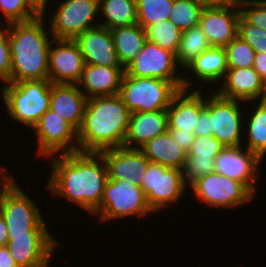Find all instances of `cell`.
Returning a JSON list of instances; mask_svg holds the SVG:
<instances>
[{"mask_svg": "<svg viewBox=\"0 0 266 267\" xmlns=\"http://www.w3.org/2000/svg\"><path fill=\"white\" fill-rule=\"evenodd\" d=\"M52 158L47 185L50 192L93 214L100 206L108 180V168L102 154L78 151Z\"/></svg>", "mask_w": 266, "mask_h": 267, "instance_id": "cell-1", "label": "cell"}, {"mask_svg": "<svg viewBox=\"0 0 266 267\" xmlns=\"http://www.w3.org/2000/svg\"><path fill=\"white\" fill-rule=\"evenodd\" d=\"M129 117L119 94L89 98L78 130L79 151L100 153L123 147Z\"/></svg>", "mask_w": 266, "mask_h": 267, "instance_id": "cell-2", "label": "cell"}, {"mask_svg": "<svg viewBox=\"0 0 266 267\" xmlns=\"http://www.w3.org/2000/svg\"><path fill=\"white\" fill-rule=\"evenodd\" d=\"M43 14L8 24L11 51L10 82L48 79V56L52 40L43 27Z\"/></svg>", "mask_w": 266, "mask_h": 267, "instance_id": "cell-3", "label": "cell"}, {"mask_svg": "<svg viewBox=\"0 0 266 267\" xmlns=\"http://www.w3.org/2000/svg\"><path fill=\"white\" fill-rule=\"evenodd\" d=\"M51 84L49 79L6 83L2 96L9 116L33 128L49 109Z\"/></svg>", "mask_w": 266, "mask_h": 267, "instance_id": "cell-4", "label": "cell"}, {"mask_svg": "<svg viewBox=\"0 0 266 267\" xmlns=\"http://www.w3.org/2000/svg\"><path fill=\"white\" fill-rule=\"evenodd\" d=\"M180 90L160 78L134 77L124 73L119 95L130 113L167 110Z\"/></svg>", "mask_w": 266, "mask_h": 267, "instance_id": "cell-5", "label": "cell"}, {"mask_svg": "<svg viewBox=\"0 0 266 267\" xmlns=\"http://www.w3.org/2000/svg\"><path fill=\"white\" fill-rule=\"evenodd\" d=\"M151 214L146 196L140 185L125 180H107L100 206L93 215L100 221L127 218L134 215Z\"/></svg>", "mask_w": 266, "mask_h": 267, "instance_id": "cell-6", "label": "cell"}, {"mask_svg": "<svg viewBox=\"0 0 266 267\" xmlns=\"http://www.w3.org/2000/svg\"><path fill=\"white\" fill-rule=\"evenodd\" d=\"M177 66L175 53L146 40L124 71L134 77L160 78L172 82L179 90H189L191 81L176 74Z\"/></svg>", "mask_w": 266, "mask_h": 267, "instance_id": "cell-7", "label": "cell"}, {"mask_svg": "<svg viewBox=\"0 0 266 267\" xmlns=\"http://www.w3.org/2000/svg\"><path fill=\"white\" fill-rule=\"evenodd\" d=\"M140 186L149 207L153 212H157L180 200L188 185L184 181L181 169L150 162Z\"/></svg>", "mask_w": 266, "mask_h": 267, "instance_id": "cell-8", "label": "cell"}, {"mask_svg": "<svg viewBox=\"0 0 266 267\" xmlns=\"http://www.w3.org/2000/svg\"><path fill=\"white\" fill-rule=\"evenodd\" d=\"M99 12V0H65L51 17L50 35L56 39H75L88 29L98 26L94 17Z\"/></svg>", "mask_w": 266, "mask_h": 267, "instance_id": "cell-9", "label": "cell"}, {"mask_svg": "<svg viewBox=\"0 0 266 267\" xmlns=\"http://www.w3.org/2000/svg\"><path fill=\"white\" fill-rule=\"evenodd\" d=\"M190 186L197 198L211 207H239L254 195L242 182L216 172L197 178Z\"/></svg>", "mask_w": 266, "mask_h": 267, "instance_id": "cell-10", "label": "cell"}, {"mask_svg": "<svg viewBox=\"0 0 266 267\" xmlns=\"http://www.w3.org/2000/svg\"><path fill=\"white\" fill-rule=\"evenodd\" d=\"M0 212L5 219L8 235L49 231L36 203L16 183L2 199Z\"/></svg>", "mask_w": 266, "mask_h": 267, "instance_id": "cell-11", "label": "cell"}, {"mask_svg": "<svg viewBox=\"0 0 266 267\" xmlns=\"http://www.w3.org/2000/svg\"><path fill=\"white\" fill-rule=\"evenodd\" d=\"M32 129L36 130L39 140L38 155L49 158L58 152L66 154L79 151L78 131L51 109L41 116Z\"/></svg>", "mask_w": 266, "mask_h": 267, "instance_id": "cell-12", "label": "cell"}, {"mask_svg": "<svg viewBox=\"0 0 266 267\" xmlns=\"http://www.w3.org/2000/svg\"><path fill=\"white\" fill-rule=\"evenodd\" d=\"M239 100L228 99L217 92L205 99V107L211 114L213 136L225 147L241 146L242 124Z\"/></svg>", "mask_w": 266, "mask_h": 267, "instance_id": "cell-13", "label": "cell"}, {"mask_svg": "<svg viewBox=\"0 0 266 267\" xmlns=\"http://www.w3.org/2000/svg\"><path fill=\"white\" fill-rule=\"evenodd\" d=\"M49 231H27L8 235L7 247L19 267H48L57 246Z\"/></svg>", "mask_w": 266, "mask_h": 267, "instance_id": "cell-14", "label": "cell"}, {"mask_svg": "<svg viewBox=\"0 0 266 267\" xmlns=\"http://www.w3.org/2000/svg\"><path fill=\"white\" fill-rule=\"evenodd\" d=\"M237 7L238 1L204 6L199 26L211 46L226 47L238 35L240 10Z\"/></svg>", "mask_w": 266, "mask_h": 267, "instance_id": "cell-15", "label": "cell"}, {"mask_svg": "<svg viewBox=\"0 0 266 267\" xmlns=\"http://www.w3.org/2000/svg\"><path fill=\"white\" fill-rule=\"evenodd\" d=\"M52 42H56V47L53 48ZM52 42L48 56V79L54 84H77L86 65L77 42L56 38Z\"/></svg>", "mask_w": 266, "mask_h": 267, "instance_id": "cell-16", "label": "cell"}, {"mask_svg": "<svg viewBox=\"0 0 266 267\" xmlns=\"http://www.w3.org/2000/svg\"><path fill=\"white\" fill-rule=\"evenodd\" d=\"M242 146L225 147L215 158L214 172L242 182L253 194L258 181L256 174L259 170L261 158L251 150L241 149ZM257 172V173H256Z\"/></svg>", "mask_w": 266, "mask_h": 267, "instance_id": "cell-17", "label": "cell"}, {"mask_svg": "<svg viewBox=\"0 0 266 267\" xmlns=\"http://www.w3.org/2000/svg\"><path fill=\"white\" fill-rule=\"evenodd\" d=\"M106 161L109 180H127L141 185L150 161L140 149L117 147L100 152Z\"/></svg>", "mask_w": 266, "mask_h": 267, "instance_id": "cell-18", "label": "cell"}, {"mask_svg": "<svg viewBox=\"0 0 266 267\" xmlns=\"http://www.w3.org/2000/svg\"><path fill=\"white\" fill-rule=\"evenodd\" d=\"M74 40L80 48L85 64L123 67L118 60L108 28L98 25L78 35Z\"/></svg>", "mask_w": 266, "mask_h": 267, "instance_id": "cell-19", "label": "cell"}, {"mask_svg": "<svg viewBox=\"0 0 266 267\" xmlns=\"http://www.w3.org/2000/svg\"><path fill=\"white\" fill-rule=\"evenodd\" d=\"M224 148L213 135L195 136L181 169L185 183L190 185L197 178L213 173L215 158Z\"/></svg>", "mask_w": 266, "mask_h": 267, "instance_id": "cell-20", "label": "cell"}, {"mask_svg": "<svg viewBox=\"0 0 266 267\" xmlns=\"http://www.w3.org/2000/svg\"><path fill=\"white\" fill-rule=\"evenodd\" d=\"M217 93L225 98L252 101L265 100L266 87L257 71L251 68H229Z\"/></svg>", "mask_w": 266, "mask_h": 267, "instance_id": "cell-21", "label": "cell"}, {"mask_svg": "<svg viewBox=\"0 0 266 267\" xmlns=\"http://www.w3.org/2000/svg\"><path fill=\"white\" fill-rule=\"evenodd\" d=\"M87 98L77 84H51L49 109L69 122L77 131L80 129Z\"/></svg>", "mask_w": 266, "mask_h": 267, "instance_id": "cell-22", "label": "cell"}, {"mask_svg": "<svg viewBox=\"0 0 266 267\" xmlns=\"http://www.w3.org/2000/svg\"><path fill=\"white\" fill-rule=\"evenodd\" d=\"M167 130V110L130 113L123 147L140 149ZM133 143L136 145L132 146Z\"/></svg>", "mask_w": 266, "mask_h": 267, "instance_id": "cell-23", "label": "cell"}, {"mask_svg": "<svg viewBox=\"0 0 266 267\" xmlns=\"http://www.w3.org/2000/svg\"><path fill=\"white\" fill-rule=\"evenodd\" d=\"M124 73V67L86 64L77 85H83L87 93L85 90L82 92L87 99L119 94Z\"/></svg>", "mask_w": 266, "mask_h": 267, "instance_id": "cell-24", "label": "cell"}, {"mask_svg": "<svg viewBox=\"0 0 266 267\" xmlns=\"http://www.w3.org/2000/svg\"><path fill=\"white\" fill-rule=\"evenodd\" d=\"M188 92L182 89L172 98L167 108L168 129L194 132L200 114V91Z\"/></svg>", "mask_w": 266, "mask_h": 267, "instance_id": "cell-25", "label": "cell"}, {"mask_svg": "<svg viewBox=\"0 0 266 267\" xmlns=\"http://www.w3.org/2000/svg\"><path fill=\"white\" fill-rule=\"evenodd\" d=\"M184 68L192 71L200 81L216 84L225 78L229 69L225 47L211 46Z\"/></svg>", "mask_w": 266, "mask_h": 267, "instance_id": "cell-26", "label": "cell"}, {"mask_svg": "<svg viewBox=\"0 0 266 267\" xmlns=\"http://www.w3.org/2000/svg\"><path fill=\"white\" fill-rule=\"evenodd\" d=\"M140 150L151 163L168 168L182 169L187 158V152L175 142L168 130L150 140Z\"/></svg>", "mask_w": 266, "mask_h": 267, "instance_id": "cell-27", "label": "cell"}, {"mask_svg": "<svg viewBox=\"0 0 266 267\" xmlns=\"http://www.w3.org/2000/svg\"><path fill=\"white\" fill-rule=\"evenodd\" d=\"M117 57L125 68L141 51L146 41L145 29L140 25H129L110 29Z\"/></svg>", "mask_w": 266, "mask_h": 267, "instance_id": "cell-28", "label": "cell"}, {"mask_svg": "<svg viewBox=\"0 0 266 267\" xmlns=\"http://www.w3.org/2000/svg\"><path fill=\"white\" fill-rule=\"evenodd\" d=\"M99 11L105 17L99 25L109 30L138 22L136 0H99Z\"/></svg>", "mask_w": 266, "mask_h": 267, "instance_id": "cell-29", "label": "cell"}, {"mask_svg": "<svg viewBox=\"0 0 266 267\" xmlns=\"http://www.w3.org/2000/svg\"><path fill=\"white\" fill-rule=\"evenodd\" d=\"M210 47L208 38L199 25L183 31L176 53L177 64L184 69L187 64Z\"/></svg>", "mask_w": 266, "mask_h": 267, "instance_id": "cell-30", "label": "cell"}, {"mask_svg": "<svg viewBox=\"0 0 266 267\" xmlns=\"http://www.w3.org/2000/svg\"><path fill=\"white\" fill-rule=\"evenodd\" d=\"M251 114L248 124L247 149L262 160L266 154V100H261Z\"/></svg>", "mask_w": 266, "mask_h": 267, "instance_id": "cell-31", "label": "cell"}, {"mask_svg": "<svg viewBox=\"0 0 266 267\" xmlns=\"http://www.w3.org/2000/svg\"><path fill=\"white\" fill-rule=\"evenodd\" d=\"M145 33L147 41L177 53L182 31L169 19L147 26Z\"/></svg>", "mask_w": 266, "mask_h": 267, "instance_id": "cell-32", "label": "cell"}, {"mask_svg": "<svg viewBox=\"0 0 266 267\" xmlns=\"http://www.w3.org/2000/svg\"><path fill=\"white\" fill-rule=\"evenodd\" d=\"M204 6L199 0H174L169 20L182 32L189 30L199 25Z\"/></svg>", "mask_w": 266, "mask_h": 267, "instance_id": "cell-33", "label": "cell"}, {"mask_svg": "<svg viewBox=\"0 0 266 267\" xmlns=\"http://www.w3.org/2000/svg\"><path fill=\"white\" fill-rule=\"evenodd\" d=\"M174 0H136L138 22L143 29L169 19Z\"/></svg>", "mask_w": 266, "mask_h": 267, "instance_id": "cell-34", "label": "cell"}, {"mask_svg": "<svg viewBox=\"0 0 266 267\" xmlns=\"http://www.w3.org/2000/svg\"><path fill=\"white\" fill-rule=\"evenodd\" d=\"M0 10L8 24L28 21L43 14L33 0H0Z\"/></svg>", "mask_w": 266, "mask_h": 267, "instance_id": "cell-35", "label": "cell"}, {"mask_svg": "<svg viewBox=\"0 0 266 267\" xmlns=\"http://www.w3.org/2000/svg\"><path fill=\"white\" fill-rule=\"evenodd\" d=\"M229 68L253 67L255 51L240 36H236L226 47Z\"/></svg>", "mask_w": 266, "mask_h": 267, "instance_id": "cell-36", "label": "cell"}, {"mask_svg": "<svg viewBox=\"0 0 266 267\" xmlns=\"http://www.w3.org/2000/svg\"><path fill=\"white\" fill-rule=\"evenodd\" d=\"M237 1L240 10V16L248 24L258 28H262L266 31V0H237ZM244 6L245 8L247 7V9H244L243 8ZM241 7L243 9H241Z\"/></svg>", "mask_w": 266, "mask_h": 267, "instance_id": "cell-37", "label": "cell"}, {"mask_svg": "<svg viewBox=\"0 0 266 267\" xmlns=\"http://www.w3.org/2000/svg\"><path fill=\"white\" fill-rule=\"evenodd\" d=\"M238 36L249 44L255 53L266 54V31L248 24L241 16L238 23Z\"/></svg>", "mask_w": 266, "mask_h": 267, "instance_id": "cell-38", "label": "cell"}, {"mask_svg": "<svg viewBox=\"0 0 266 267\" xmlns=\"http://www.w3.org/2000/svg\"><path fill=\"white\" fill-rule=\"evenodd\" d=\"M11 74V51L9 44V28H0V79L10 83Z\"/></svg>", "mask_w": 266, "mask_h": 267, "instance_id": "cell-39", "label": "cell"}, {"mask_svg": "<svg viewBox=\"0 0 266 267\" xmlns=\"http://www.w3.org/2000/svg\"><path fill=\"white\" fill-rule=\"evenodd\" d=\"M200 92V114L197 124L194 129L195 136L213 135V130H211V114L209 110L205 107V98Z\"/></svg>", "mask_w": 266, "mask_h": 267, "instance_id": "cell-40", "label": "cell"}, {"mask_svg": "<svg viewBox=\"0 0 266 267\" xmlns=\"http://www.w3.org/2000/svg\"><path fill=\"white\" fill-rule=\"evenodd\" d=\"M175 142L186 152L189 151L194 140V132H184L182 130L168 129Z\"/></svg>", "mask_w": 266, "mask_h": 267, "instance_id": "cell-41", "label": "cell"}, {"mask_svg": "<svg viewBox=\"0 0 266 267\" xmlns=\"http://www.w3.org/2000/svg\"><path fill=\"white\" fill-rule=\"evenodd\" d=\"M253 68L260 75L261 80L266 87V54L255 53Z\"/></svg>", "mask_w": 266, "mask_h": 267, "instance_id": "cell-42", "label": "cell"}, {"mask_svg": "<svg viewBox=\"0 0 266 267\" xmlns=\"http://www.w3.org/2000/svg\"><path fill=\"white\" fill-rule=\"evenodd\" d=\"M0 267H19L7 246L0 247Z\"/></svg>", "mask_w": 266, "mask_h": 267, "instance_id": "cell-43", "label": "cell"}, {"mask_svg": "<svg viewBox=\"0 0 266 267\" xmlns=\"http://www.w3.org/2000/svg\"><path fill=\"white\" fill-rule=\"evenodd\" d=\"M0 177H2L4 180L0 183L2 184V187L0 186V203L2 199L4 198L5 194L12 188V186L16 183L13 179V177H10L6 174H0Z\"/></svg>", "mask_w": 266, "mask_h": 267, "instance_id": "cell-44", "label": "cell"}, {"mask_svg": "<svg viewBox=\"0 0 266 267\" xmlns=\"http://www.w3.org/2000/svg\"><path fill=\"white\" fill-rule=\"evenodd\" d=\"M8 241L6 222L0 212V247L7 246Z\"/></svg>", "mask_w": 266, "mask_h": 267, "instance_id": "cell-45", "label": "cell"}, {"mask_svg": "<svg viewBox=\"0 0 266 267\" xmlns=\"http://www.w3.org/2000/svg\"><path fill=\"white\" fill-rule=\"evenodd\" d=\"M205 5L231 3L237 0H199Z\"/></svg>", "mask_w": 266, "mask_h": 267, "instance_id": "cell-46", "label": "cell"}, {"mask_svg": "<svg viewBox=\"0 0 266 267\" xmlns=\"http://www.w3.org/2000/svg\"><path fill=\"white\" fill-rule=\"evenodd\" d=\"M42 10H43V15H45V9H46V4L48 3L47 0H33Z\"/></svg>", "mask_w": 266, "mask_h": 267, "instance_id": "cell-47", "label": "cell"}, {"mask_svg": "<svg viewBox=\"0 0 266 267\" xmlns=\"http://www.w3.org/2000/svg\"><path fill=\"white\" fill-rule=\"evenodd\" d=\"M3 168H4V167L0 165V174H5V173H7V172H4V169H3Z\"/></svg>", "mask_w": 266, "mask_h": 267, "instance_id": "cell-48", "label": "cell"}]
</instances>
